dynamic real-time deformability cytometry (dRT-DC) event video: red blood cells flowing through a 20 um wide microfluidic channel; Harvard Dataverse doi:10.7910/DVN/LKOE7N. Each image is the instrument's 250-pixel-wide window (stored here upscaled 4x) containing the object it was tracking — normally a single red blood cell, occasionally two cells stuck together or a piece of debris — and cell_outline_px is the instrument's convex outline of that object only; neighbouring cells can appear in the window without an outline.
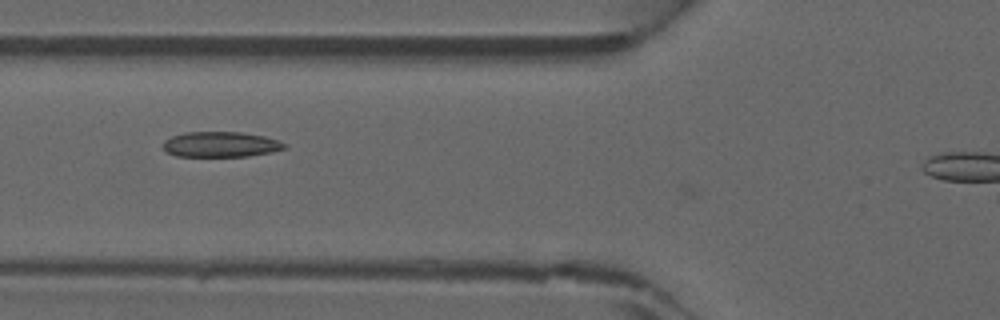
{"species": "common noctule bat (a hibernating species)", "species_latin": "Nyctalus noctula", "temperature_condition": "warm", "stored_images_in_passage": 26, "camera_frame_rate_fps": 3000, "um_per_image_px": 0.085, "animal": {"sex": "male", "forearm_length_mm": 52.5}, "frame": {"image": 1, "passage_image": 3, "time_ms": 0.667, "image_size_px": [1000, 320], "cell_outline_px": [[288, 148], [272, 152], [248, 156], [176, 156], [164, 152], [164, 140], [172, 136], [184, 132], [240, 132], [264, 136], [288, 144]], "centroid_in_image_um": [18.76, 12.28], "position_along_channel_um": 107.0, "area_um2": 18.03}}
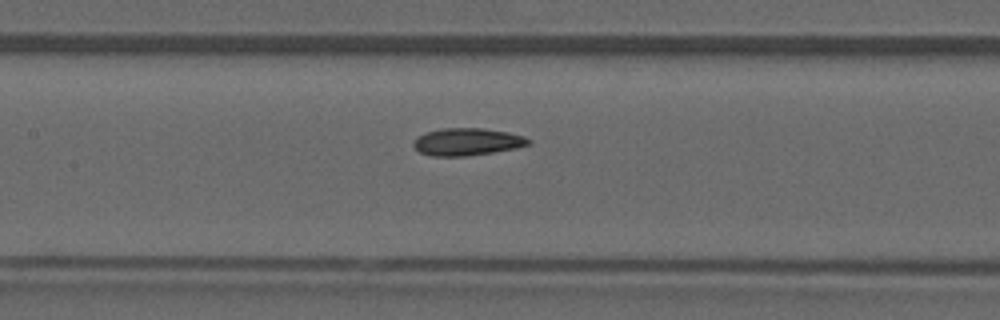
{"frame": {"image": 2, "passage_image": 7, "time_ms": 2.0, "image_size_px": [1000, 320], "cell_outline_px": [[532, 144], [516, 148], [468, 156], [432, 156], [420, 152], [412, 144], [412, 140], [416, 136], [440, 128], [484, 128], [508, 132], [524, 136], [532, 140]], "centroid_in_image_um": [39.71, 12.05], "position_along_channel_um": 167.7, "area_um2": 18.5}}
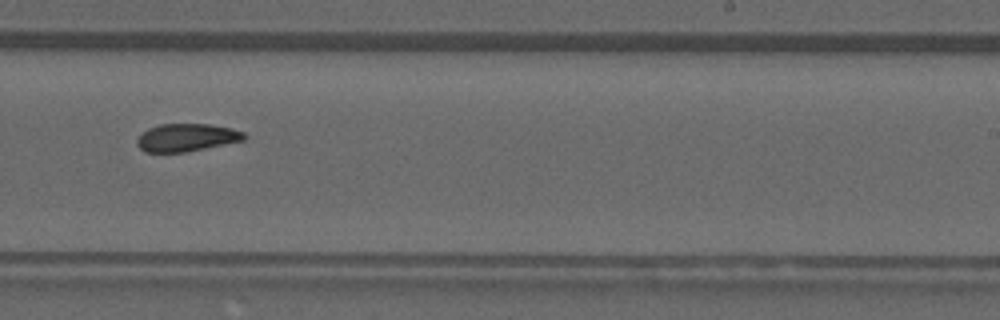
{"frame": {"image": 3, "passage_image": 14, "time_ms": 4.333, "image_size_px": [1000, 320], "cell_outline_px": [[248, 136], [244, 140], [184, 152], [144, 152], [136, 144], [136, 140], [148, 128], [160, 124], [212, 124], [232, 128], [244, 132]], "centroid_in_image_um": [15.87, 11.68], "position_along_channel_um": 273.1, "area_um2": 17.28}}